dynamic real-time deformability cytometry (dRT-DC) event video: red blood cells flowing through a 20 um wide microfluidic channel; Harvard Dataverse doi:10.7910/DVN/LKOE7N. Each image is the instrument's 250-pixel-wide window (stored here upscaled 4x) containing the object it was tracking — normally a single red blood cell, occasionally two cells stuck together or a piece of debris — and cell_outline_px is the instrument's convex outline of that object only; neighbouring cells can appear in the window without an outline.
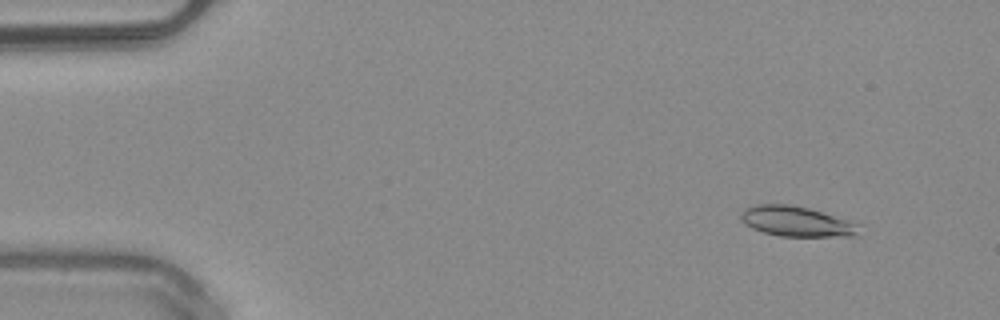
{"species": "common noctule bat (a hibernating species)", "species_latin": "Nyctalus noctula", "temperature_condition": "warm", "stored_images_in_passage": 50, "camera_frame_rate_fps": 3000, "um_per_image_px": 0.085, "animal": {"sex": "male", "body_mass_g": 20.4}, "frame": {"image": 1, "passage_image": 5, "time_ms": 1.333, "image_size_px": [1000, 320], "cell_outline_px": [[864, 224], [856, 236], [780, 236], [764, 232], [752, 228], [744, 224], [740, 220], [740, 212], [744, 208], [756, 204], [788, 204], [808, 208]], "centroid_in_image_um": [67.73, 18.82], "position_along_channel_um": 17.3, "area_um2": 21.1}}
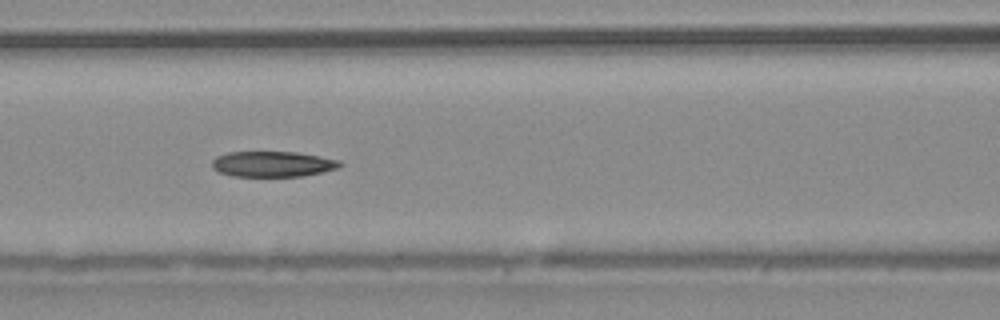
{"frame": {"image": 2, "passage_image": 22, "time_ms": 7.0, "image_size_px": [1000, 320], "cell_outline_px": [[344, 164], [340, 168], [304, 176], [232, 176], [220, 172], [212, 168], [212, 160], [216, 156], [228, 152], [296, 152], [320, 156], [340, 160]], "centroid_in_image_um": [23.21, 13.94], "position_along_channel_um": 143.4, "area_um2": 19.19}}
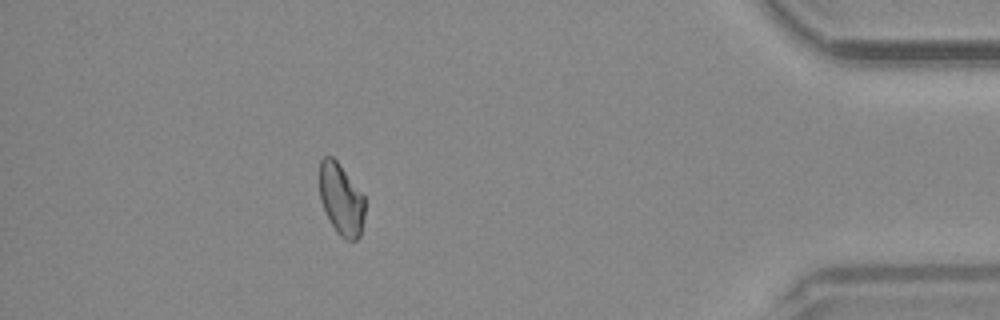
{"frame": {"image": 3, "passage_image": 45, "time_ms": 14.667, "image_size_px": [1000, 320], "cell_outline_px": [[364, 220], [360, 236], [356, 240], [344, 240], [336, 232], [320, 200], [320, 160], [324, 156], [332, 156], [336, 160], [364, 196]], "centroid_in_image_um": [29.0, 16.97], "position_along_channel_um": 406.2, "area_um2": 18.73}}